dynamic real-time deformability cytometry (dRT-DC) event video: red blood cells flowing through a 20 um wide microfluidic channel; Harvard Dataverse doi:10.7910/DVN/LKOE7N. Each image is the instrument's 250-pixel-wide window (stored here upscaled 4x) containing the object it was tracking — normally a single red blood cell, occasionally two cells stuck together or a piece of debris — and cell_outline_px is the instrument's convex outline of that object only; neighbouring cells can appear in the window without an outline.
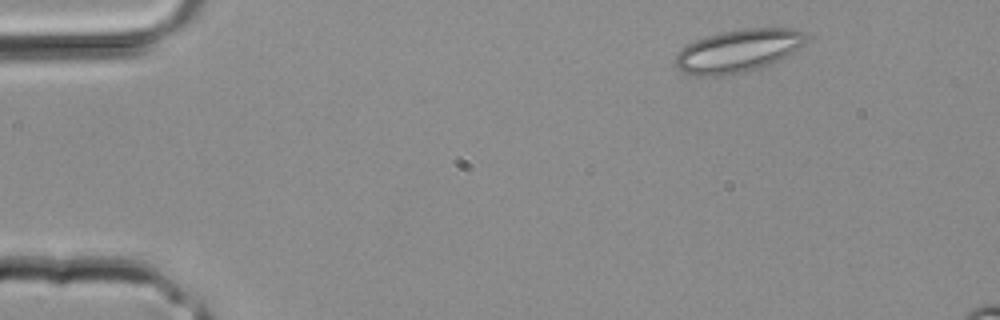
{"species": "common noctule bat (a hibernating species)", "species_latin": "Nyctalus noctula", "temperature_condition": "room temperature", "stored_images_in_passage": 3, "camera_frame_rate_fps": 3000, "um_per_image_px": 0.085, "animal": {"sex": "male", "body_mass_g": 20.4}, "frame": {"image": 1, "passage_image": 1, "time_ms": 0.0, "image_size_px": [1000, 320], "cell_outline_px": [[808, 36], [804, 44], [788, 56], [780, 60], [760, 68], [744, 72], [720, 76], [696, 76], [684, 72], [676, 68], [672, 64], [676, 56], [688, 44], [696, 40], [708, 36], [724, 32], [744, 28], [792, 28], [804, 32]], "centroid_in_image_um": [62.76, 4.33], "position_along_channel_um": 22.2, "area_um2": 32.66}}
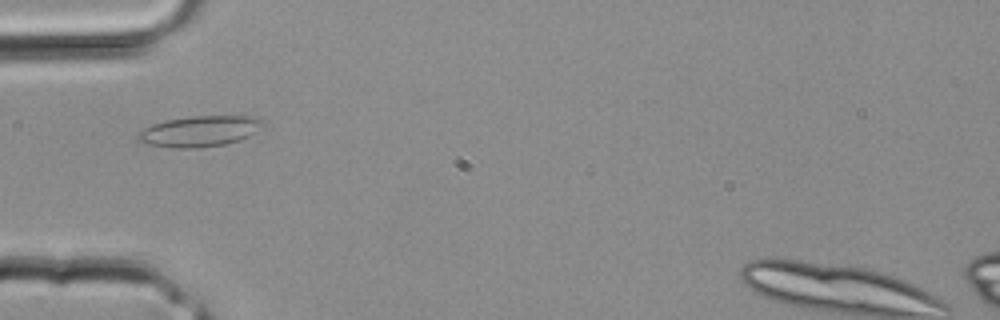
{"frame": {"image": 2, "passage_image": 3, "time_ms": 0.667, "image_size_px": [1000, 320], "cell_outline_px": [[264, 124], [248, 136], [240, 140], [224, 144], [196, 148], [172, 148], [140, 144], [136, 140], [136, 132], [152, 124], [164, 120], [192, 116], [256, 116], [264, 120]], "centroid_in_image_um": [16.87, 11.16], "position_along_channel_um": 68.1, "area_um2": 22.77}}